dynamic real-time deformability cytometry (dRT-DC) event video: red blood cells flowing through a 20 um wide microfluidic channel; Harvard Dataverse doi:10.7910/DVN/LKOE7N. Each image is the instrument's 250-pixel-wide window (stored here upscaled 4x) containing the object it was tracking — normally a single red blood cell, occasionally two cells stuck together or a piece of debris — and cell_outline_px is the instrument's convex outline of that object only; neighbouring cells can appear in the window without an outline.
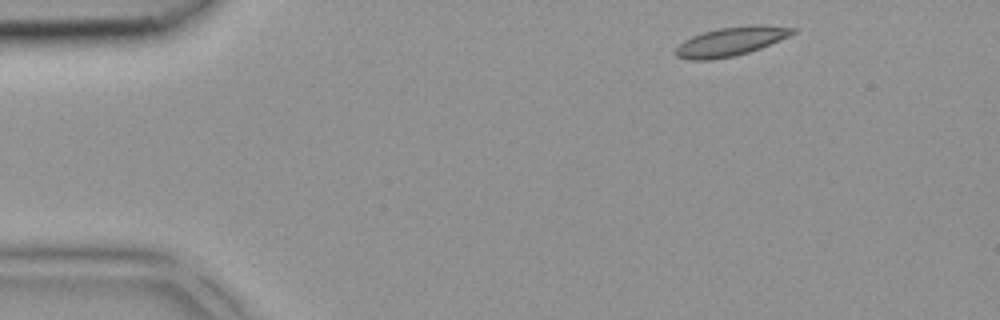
{"species": "common noctule bat (a hibernating species)", "species_latin": "Nyctalus noctula", "temperature_condition": "room temperature", "stored_images_in_passage": 3, "camera_frame_rate_fps": 3000, "um_per_image_px": 0.085, "animal": {"sex": "female", "body_mass_g": 18.4}, "frame": {"image": 1, "passage_image": 1, "time_ms": 0.0, "image_size_px": [1000, 320], "cell_outline_px": [[796, 32], [788, 36], [760, 48], [748, 52], [732, 56], [712, 60], [688, 60], [676, 56], [676, 48], [684, 40], [692, 36], [704, 32], [720, 28], [756, 24], [760, 24], [796, 28]], "centroid_in_image_um": [62.11, 3.52], "position_along_channel_um": 22.9, "area_um2": 19.48}}
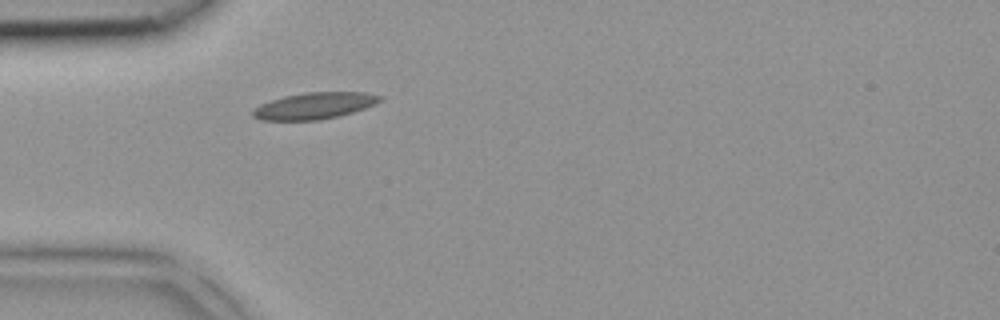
{"frame": {"image": 2, "passage_image": 3, "time_ms": 0.667, "image_size_px": [1000, 320], "cell_outline_px": [[384, 96], [376, 104], [352, 112], [320, 120], [260, 120], [252, 116], [252, 112], [260, 104], [284, 96], [304, 92], [364, 92]], "centroid_in_image_um": [26.73, 8.98], "position_along_channel_um": 58.3, "area_um2": 19.54}}